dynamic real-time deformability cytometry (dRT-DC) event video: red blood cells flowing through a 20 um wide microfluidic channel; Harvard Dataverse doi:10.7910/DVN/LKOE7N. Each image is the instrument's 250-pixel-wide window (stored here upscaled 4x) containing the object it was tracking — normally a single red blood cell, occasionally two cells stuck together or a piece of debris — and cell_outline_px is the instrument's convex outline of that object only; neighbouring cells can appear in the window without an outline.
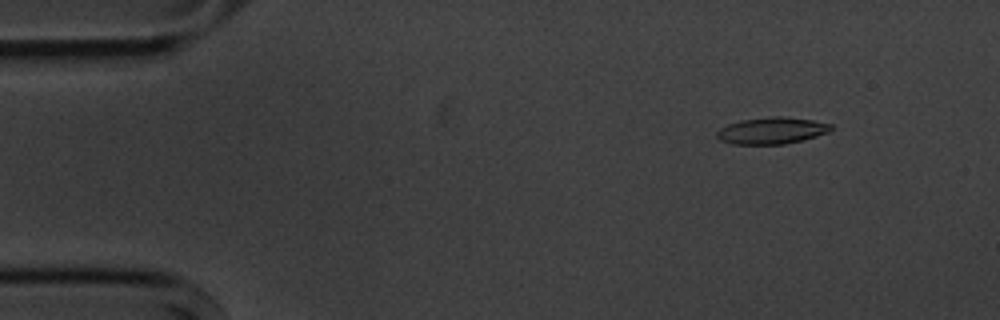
{"species": "common noctule bat (a hibernating species)", "species_latin": "Nyctalus noctula", "temperature_condition": "cold", "stored_images_in_passage": 8, "camera_frame_rate_fps": 3000, "um_per_image_px": 0.085, "animal": {"sex": "male", "body_mass_g": 20.1, "forearm_length_mm": 53.5}, "frame": {"image": 1, "passage_image": 1, "time_ms": 0.0, "image_size_px": [1000, 320], "cell_outline_px": [[832, 128], [828, 132], [804, 140], [784, 144], [732, 144], [720, 140], [716, 136], [716, 132], [720, 128], [728, 124], [740, 120], [776, 116], [780, 116], [812, 120], [832, 124]], "centroid_in_image_um": [65.58, 11.11], "position_along_channel_um": 19.4, "area_um2": 17.69}}
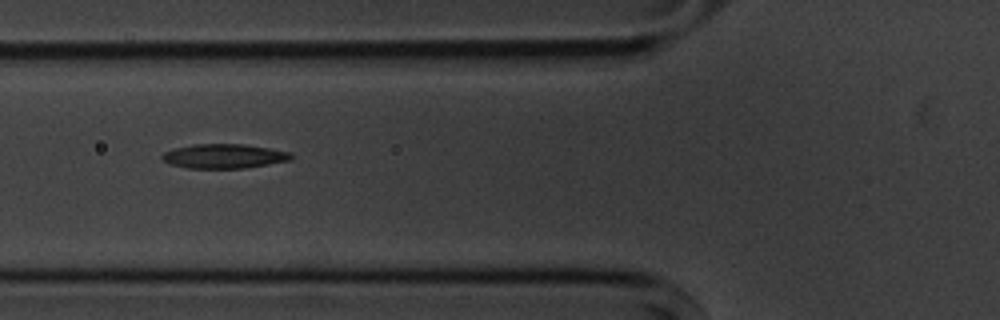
{"frame": {"image": 2, "passage_image": 5, "time_ms": 4.667, "image_size_px": [1000, 320], "cell_outline_px": [[292, 160], [244, 168], [188, 168], [172, 164], [164, 160], [160, 156], [164, 152], [176, 148], [192, 144], [244, 144], [292, 152]], "centroid_in_image_um": [19.07, 13.27], "position_along_channel_um": 106.7, "area_um2": 18.21}}
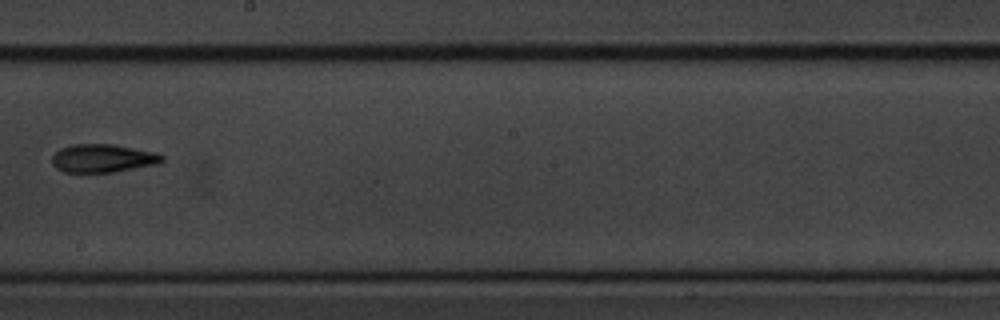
{"frame": {"image": 3, "passage_image": 8, "time_ms": 8.333, "image_size_px": [1000, 320], "cell_outline_px": [[164, 160], [160, 164], [112, 172], [64, 172], [56, 168], [52, 164], [52, 156], [60, 148], [72, 144], [112, 144], [156, 152], [164, 156]], "centroid_in_image_um": [8.75, 13.45], "position_along_channel_um": 239.4, "area_um2": 18.21}}